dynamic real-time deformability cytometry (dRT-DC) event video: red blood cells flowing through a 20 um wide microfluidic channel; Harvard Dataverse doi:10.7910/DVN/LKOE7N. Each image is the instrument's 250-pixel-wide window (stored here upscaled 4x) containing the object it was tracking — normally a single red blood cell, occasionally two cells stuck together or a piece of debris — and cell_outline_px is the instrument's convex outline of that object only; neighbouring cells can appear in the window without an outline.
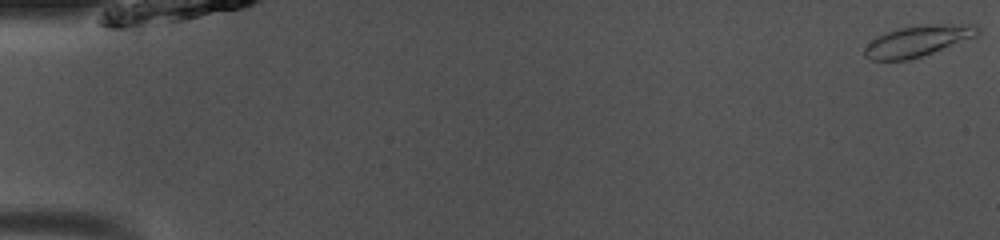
{"species": "common noctule bat (a hibernating species)", "species_latin": "Nyctalus noctula", "temperature_condition": "room temperature", "stored_images_in_passage": 50, "camera_frame_rate_fps": 3000, "um_per_image_px": 0.085, "animal": {"sex": "male", "body_mass_g": 13.0, "forearm_length_mm": 53.1}, "frame": {"image": 1, "passage_image": 1, "time_ms": 0.0, "image_size_px": [1000, 240], "cell_outline_px": [[980, 36], [908, 60], [872, 60], [864, 56], [864, 48], [876, 36], [900, 28], [916, 24], [976, 24], [980, 28]], "centroid_in_image_um": [78.07, 3.46], "position_along_channel_um": 6.9, "area_um2": 20.58}}
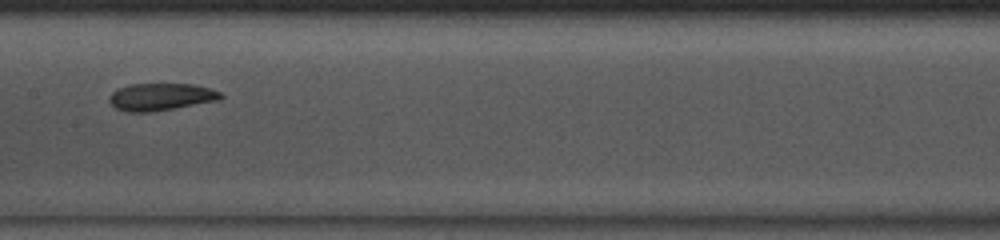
{"frame": {"image": 2, "passage_image": 26, "time_ms": 8.333, "image_size_px": [1000, 240], "cell_outline_px": [[224, 96], [216, 100], [172, 108], [148, 112], [128, 112], [116, 108], [108, 100], [108, 96], [112, 92], [120, 88], [132, 84], [196, 84], [220, 92]], "centroid_in_image_um": [13.63, 8.22], "position_along_channel_um": 193.8, "area_um2": 17.34}}
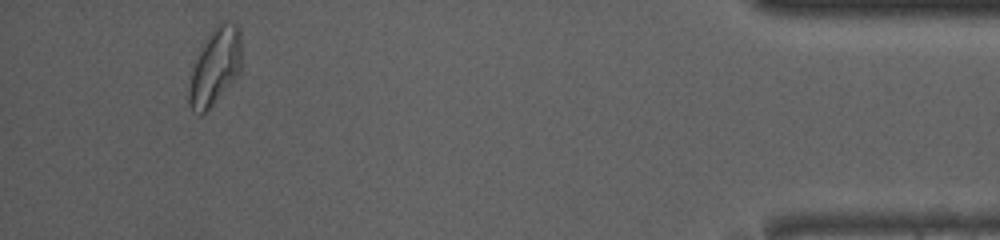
{"frame": {"image": 3, "passage_image": 47, "time_ms": 15.333, "image_size_px": [1000, 240], "cell_outline_px": [[240, 72], [236, 80], [208, 112], [200, 116], [192, 112], [188, 104], [188, 72], [196, 52], [212, 28], [216, 24], [224, 20], [236, 20], [240, 28]], "centroid_in_image_um": [18.23, 5.68], "position_along_channel_um": 417.0, "area_um2": 25.26}, "authors_computed_cell_mechanics": {"area_um2": 18.8428, "velocity_mm_per_s": 4.0736, "shape_relaxation_time_tau1_ms": null, "shape_relaxation_time_tau2_ms": 2.308, "deformation_change_tau1": null, "deformation_change_tau2": 0.0845}}